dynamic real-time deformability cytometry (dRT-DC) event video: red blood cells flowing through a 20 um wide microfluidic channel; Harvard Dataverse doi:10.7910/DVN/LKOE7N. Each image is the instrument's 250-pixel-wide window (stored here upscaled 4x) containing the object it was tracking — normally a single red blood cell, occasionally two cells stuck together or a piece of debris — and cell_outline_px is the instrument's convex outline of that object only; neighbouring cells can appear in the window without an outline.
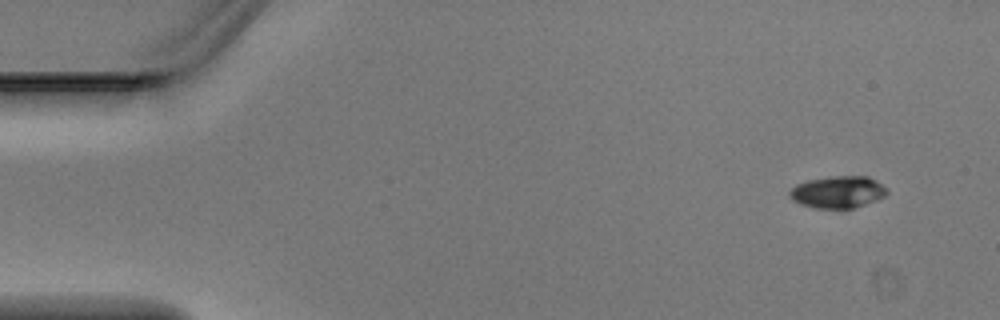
{"species": "Egyptian fruit bat (a non-hibernating species)", "species_latin": "Rousettus aegyptiacus", "temperature_condition": "warm", "stored_images_in_passage": 4, "camera_frame_rate_fps": 3000, "um_per_image_px": 0.085, "animal": {"sex": "male"}, "frame": {"image": 1, "passage_image": 1, "time_ms": 0.0, "image_size_px": [1000, 320], "cell_outline_px": [[888, 192], [884, 196], [876, 200], [852, 208], [816, 208], [800, 204], [792, 200], [788, 196], [788, 192], [796, 184], [808, 180], [832, 176], [868, 176], [888, 188]], "centroid_in_image_um": [71.2, 16.31], "position_along_channel_um": 13.8, "area_um2": 18.15}}
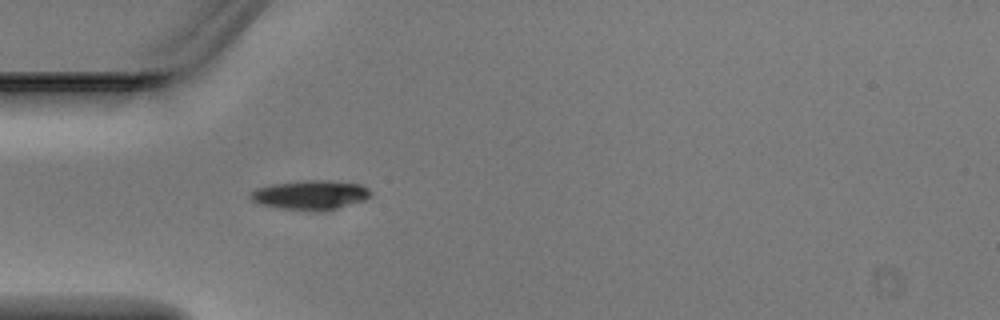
{"frame": {"image": 2, "passage_image": 4, "time_ms": 1.0, "image_size_px": [1000, 320], "cell_outline_px": [[372, 196], [364, 200], [324, 212], [316, 212], [280, 208], [260, 204], [252, 200], [248, 196], [256, 188], [272, 184], [304, 180], [328, 180], [360, 184], [368, 188], [372, 192]], "centroid_in_image_um": [26.41, 16.58], "position_along_channel_um": 58.6, "area_um2": 20.81}}